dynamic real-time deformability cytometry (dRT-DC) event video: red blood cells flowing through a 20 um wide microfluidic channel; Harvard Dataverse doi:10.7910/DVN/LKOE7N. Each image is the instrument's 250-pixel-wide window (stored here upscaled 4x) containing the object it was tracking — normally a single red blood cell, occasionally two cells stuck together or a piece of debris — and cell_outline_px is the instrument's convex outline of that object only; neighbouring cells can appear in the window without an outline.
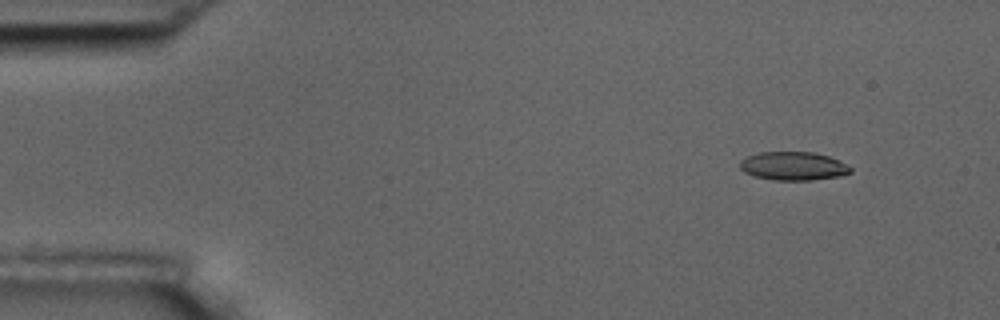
{"species": "common noctule bat (a hibernating species)", "species_latin": "Nyctalus noctula", "temperature_condition": "room temperature", "stored_images_in_passage": 52, "camera_frame_rate_fps": 3000, "um_per_image_px": 0.085, "animal": {"sex": "male", "body_mass_g": 17.5, "forearm_length_mm": 52.3}, "frame": {"image": 1, "passage_image": 2, "time_ms": 0.333, "image_size_px": [1000, 320], "cell_outline_px": [[852, 172], [836, 176], [812, 180], [772, 180], [756, 176], [744, 172], [740, 168], [740, 160], [748, 156], [760, 152], [812, 152], [828, 156], [852, 168]], "centroid_in_image_um": [67.39, 14.11], "position_along_channel_um": 17.6, "area_um2": 18.09}}
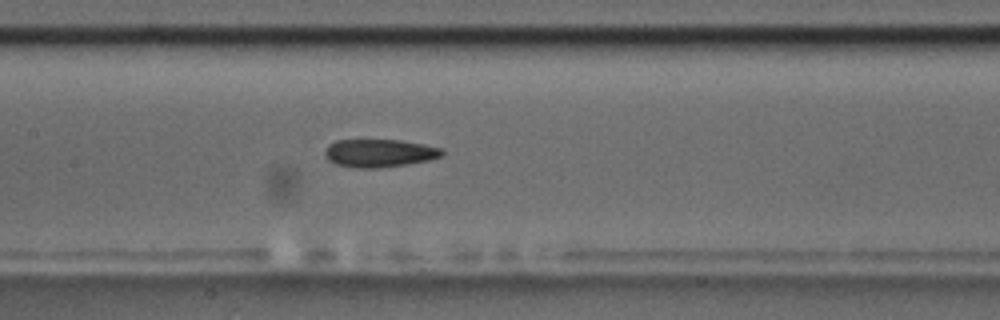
{"frame": {"image": 2, "passage_image": 23, "time_ms": 7.333, "image_size_px": [1000, 320], "cell_outline_px": [[444, 152], [440, 156], [428, 160], [408, 164], [380, 168], [352, 168], [336, 164], [328, 160], [324, 156], [324, 152], [328, 144], [336, 140], [400, 140], [424, 144], [444, 148]], "centroid_in_image_um": [32.22, 13.02], "position_along_channel_um": 175.2, "area_um2": 19.31}}
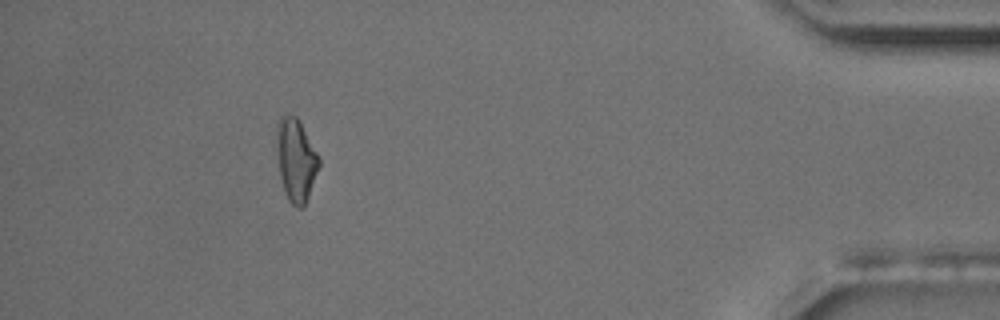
{"frame": {"image": 3, "passage_image": 47, "time_ms": 15.333, "image_size_px": [1000, 320], "cell_outline_px": [[320, 164], [304, 208], [296, 208], [288, 200], [284, 192], [280, 176], [276, 148], [276, 124], [280, 116], [284, 112], [296, 116], [300, 120], [320, 156]], "centroid_in_image_um": [25.15, 13.54], "position_along_channel_um": 410.1, "area_um2": 20.98}, "authors_computed_cell_mechanics": {"area_um2": 19.1607, "velocity_mm_per_s": 3.632, "shape_relaxation_time_tau1_ms": 4.1677, "shape_relaxation_time_tau2_ms": 4.4194, "deformation_change_tau1": 0.1386, "deformation_change_tau2": 0.1381}}